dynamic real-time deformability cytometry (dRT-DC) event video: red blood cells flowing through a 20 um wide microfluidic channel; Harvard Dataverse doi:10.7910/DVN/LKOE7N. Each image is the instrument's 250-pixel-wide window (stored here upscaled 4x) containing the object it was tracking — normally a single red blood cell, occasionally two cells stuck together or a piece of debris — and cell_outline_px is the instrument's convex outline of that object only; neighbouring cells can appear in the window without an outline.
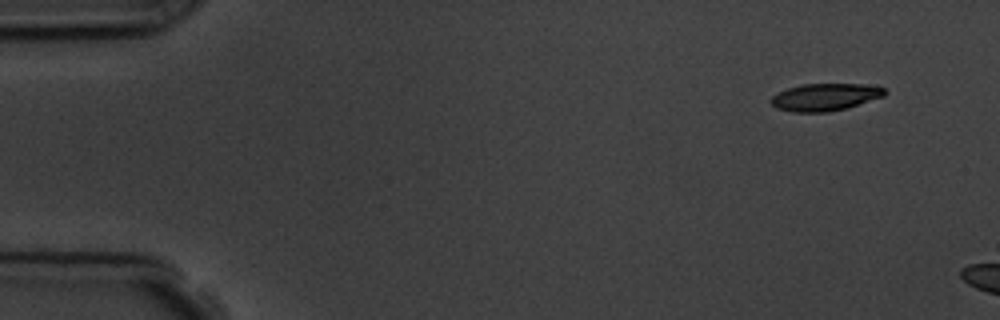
{"species": "common noctule bat (a hibernating species)", "species_latin": "Nyctalus noctula", "temperature_condition": "room temperature", "stored_images_in_passage": 3, "camera_frame_rate_fps": 3000, "um_per_image_px": 0.085, "animal": {"sex": "male", "body_mass_g": 19.5, "forearm_length_mm": 54.6}, "frame": {"image": 1, "passage_image": 1, "time_ms": 0.0, "image_size_px": [1000, 320], "cell_outline_px": [[888, 92], [884, 96], [848, 108], [828, 112], [792, 112], [776, 108], [768, 100], [772, 96], [788, 88], [800, 84], [860, 84], [884, 88]], "centroid_in_image_um": [70.11, 8.26], "position_along_channel_um": 14.9, "area_um2": 18.15}}